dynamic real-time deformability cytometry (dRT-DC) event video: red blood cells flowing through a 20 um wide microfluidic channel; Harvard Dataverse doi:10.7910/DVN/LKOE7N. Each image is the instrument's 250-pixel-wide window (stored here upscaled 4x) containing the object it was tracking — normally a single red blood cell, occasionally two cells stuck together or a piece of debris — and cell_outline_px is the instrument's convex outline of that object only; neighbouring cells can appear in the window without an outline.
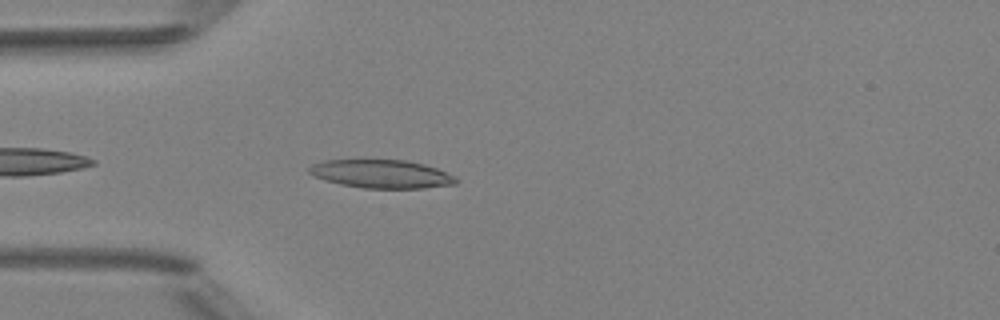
{"species": "Egyptian fruit bat (a non-hibernating species)", "species_latin": "Rousettus aegyptiacus", "temperature_condition": "room temperature", "stored_images_in_passage": 4, "camera_frame_rate_fps": 3000, "um_per_image_px": 0.085, "animal": {"sex": "female"}, "frame": {"image": 1, "passage_image": 4, "time_ms": 3.333, "image_size_px": [1000, 320], "cell_outline_px": [[460, 180], [456, 184], [424, 188], [364, 188], [340, 184], [324, 180], [312, 176], [308, 172], [308, 168], [312, 164], [324, 160], [364, 156], [404, 160], [424, 164], [436, 168], [456, 176]], "centroid_in_image_um": [32.36, 14.73], "position_along_channel_um": 52.6, "area_um2": 25.55}}